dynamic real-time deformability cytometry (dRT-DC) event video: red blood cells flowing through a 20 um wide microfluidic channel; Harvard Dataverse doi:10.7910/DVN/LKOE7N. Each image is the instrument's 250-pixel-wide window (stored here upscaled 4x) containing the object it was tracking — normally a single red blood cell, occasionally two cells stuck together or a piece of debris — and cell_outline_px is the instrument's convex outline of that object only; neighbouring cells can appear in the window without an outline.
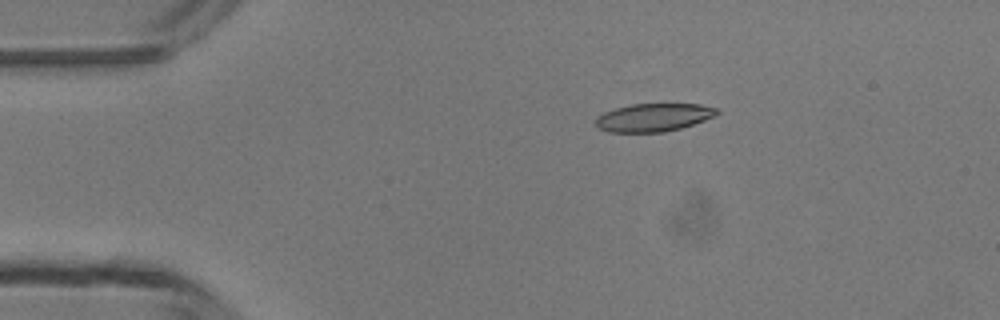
{"species": "common noctule bat (a hibernating species)", "species_latin": "Nyctalus noctula", "temperature_condition": "room temperature", "stored_images_in_passage": 6, "camera_frame_rate_fps": 3000, "um_per_image_px": 0.085, "animal": {"sex": "male", "body_mass_g": 13.3}, "frame": {"image": 1, "passage_image": 3, "time_ms": 2.667, "image_size_px": [1000, 320], "cell_outline_px": [[720, 112], [716, 116], [680, 128], [664, 132], [608, 132], [600, 128], [596, 124], [596, 120], [604, 112], [616, 108], [632, 104], [700, 104], [716, 108]], "centroid_in_image_um": [55.58, 9.98], "position_along_channel_um": 29.4, "area_um2": 19.59}}
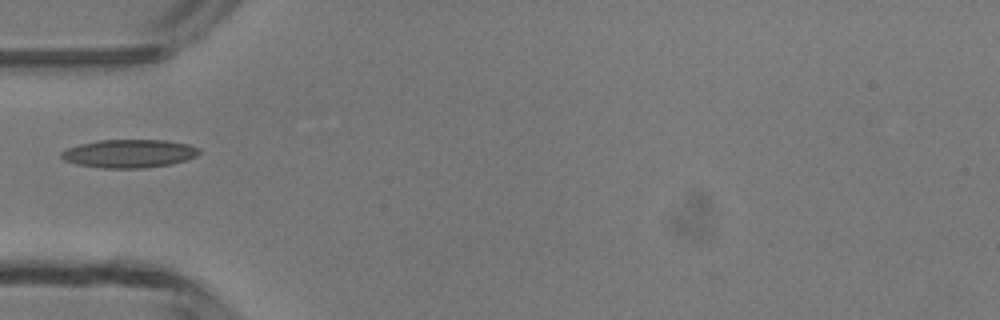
{"frame": {"image": 2, "passage_image": 5, "time_ms": 5.0, "image_size_px": [1000, 320], "cell_outline_px": [[200, 152], [196, 156], [188, 160], [168, 164], [144, 168], [100, 168], [76, 164], [64, 160], [60, 156], [60, 152], [64, 148], [80, 144], [100, 140], [164, 140], [188, 144], [200, 148]], "centroid_in_image_um": [10.95, 13.05], "position_along_channel_um": 74.1, "area_um2": 22.83}}
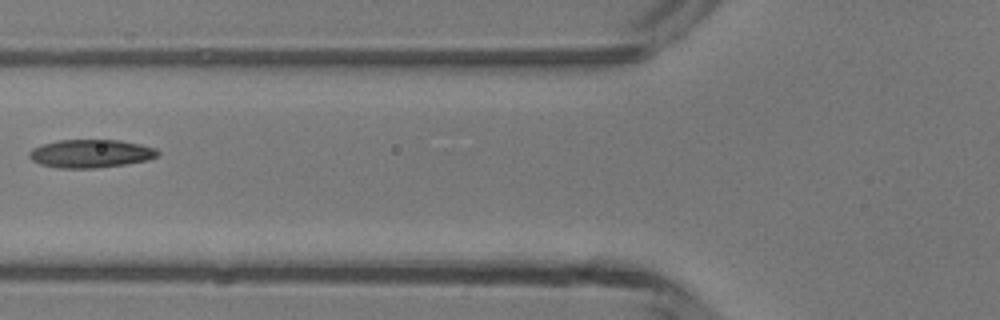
{"frame": {"image": 3, "passage_image": 6, "time_ms": 6.0, "image_size_px": [1000, 320], "cell_outline_px": [[160, 156], [148, 160], [128, 164], [96, 168], [56, 168], [40, 164], [32, 160], [28, 156], [28, 152], [32, 148], [40, 144], [56, 140], [120, 140], [140, 144], [156, 148], [160, 152]], "centroid_in_image_um": [7.71, 13.05], "position_along_channel_um": 118.1, "area_um2": 21.5}}